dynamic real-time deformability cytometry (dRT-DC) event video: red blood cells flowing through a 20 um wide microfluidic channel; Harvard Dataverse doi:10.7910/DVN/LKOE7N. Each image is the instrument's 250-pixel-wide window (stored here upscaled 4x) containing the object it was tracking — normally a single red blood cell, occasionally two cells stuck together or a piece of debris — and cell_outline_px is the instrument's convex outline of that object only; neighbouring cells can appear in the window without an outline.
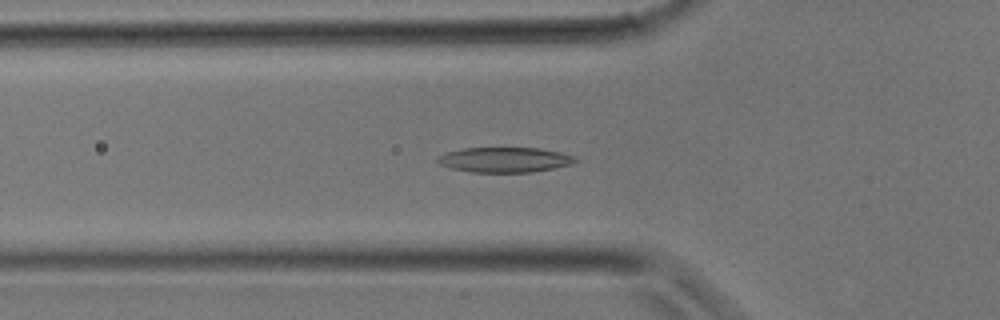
{"species": "common noctule bat (a hibernating species)", "species_latin": "Nyctalus noctula", "temperature_condition": "room temperature", "stored_images_in_passage": 32, "camera_frame_rate_fps": 3000, "um_per_image_px": 0.085, "animal": {"sex": "male", "body_mass_g": 17.9}, "frame": {"image": 1, "passage_image": 10, "time_ms": 3.0, "image_size_px": [1000, 320], "cell_outline_px": [[580, 160], [572, 164], [532, 172], [472, 172], [452, 168], [440, 164], [436, 160], [444, 152], [464, 148], [540, 148], [560, 152], [576, 156]], "centroid_in_image_um": [42.93, 13.57], "position_along_channel_um": 82.9, "area_um2": 20.11}}
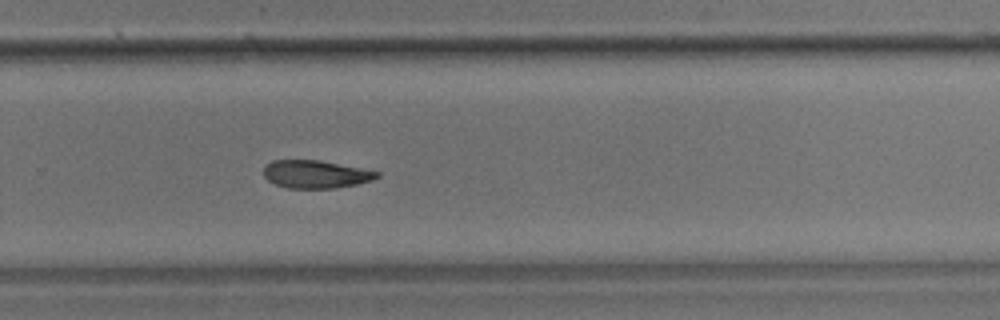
{"frame": {"image": 2, "passage_image": 21, "time_ms": 6.667, "image_size_px": [1000, 320], "cell_outline_px": [[380, 176], [372, 180], [356, 184], [336, 188], [288, 188], [276, 184], [268, 180], [264, 176], [264, 164], [272, 160], [320, 160], [380, 172]], "centroid_in_image_um": [26.81, 14.8], "position_along_channel_um": 303.0, "area_um2": 18.38}}
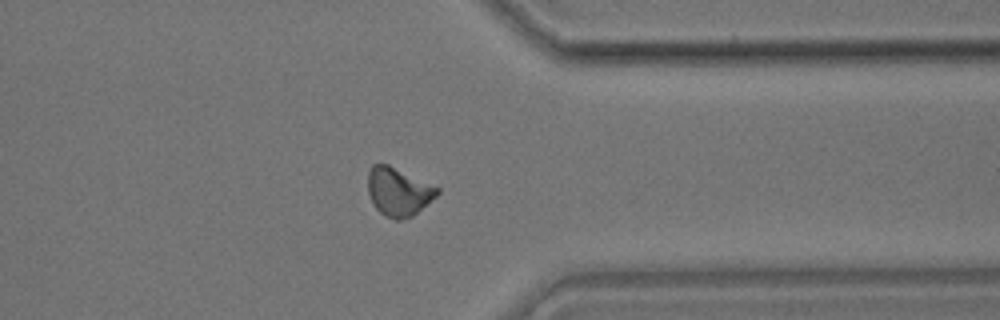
{"frame": {"image": 3, "passage_image": 25, "time_ms": 8.0, "image_size_px": [1000, 320], "cell_outline_px": [[440, 192], [436, 196], [412, 216], [404, 220], [396, 220], [384, 216], [376, 208], [368, 192], [368, 172], [372, 164], [388, 164], [440, 188]], "centroid_in_image_um": [33.86, 16.3], "position_along_channel_um": 377.5, "area_um2": 19.42}}